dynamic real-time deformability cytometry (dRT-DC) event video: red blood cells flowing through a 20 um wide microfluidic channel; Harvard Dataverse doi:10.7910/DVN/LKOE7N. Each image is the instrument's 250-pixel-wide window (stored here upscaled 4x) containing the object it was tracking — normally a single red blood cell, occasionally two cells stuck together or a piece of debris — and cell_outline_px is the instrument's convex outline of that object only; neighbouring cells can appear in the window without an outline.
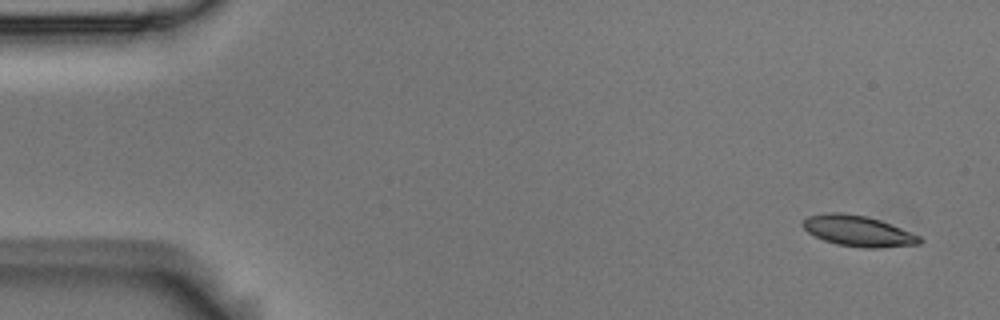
{"species": "Egyptian fruit bat (a non-hibernating species)", "species_latin": "Rousettus aegyptiacus", "temperature_condition": "room temperature", "stored_images_in_passage": 7, "camera_frame_rate_fps": 3000, "um_per_image_px": 0.085, "animal": {"sex": "male"}, "frame": {"image": 1, "passage_image": 1, "time_ms": 0.0, "image_size_px": [1000, 320], "cell_outline_px": [[924, 240], [920, 244], [876, 248], [864, 248], [836, 244], [824, 240], [808, 232], [800, 224], [808, 216], [828, 212], [840, 212], [868, 216], [880, 220], [920, 236]], "centroid_in_image_um": [72.93, 19.63], "position_along_channel_um": 12.1, "area_um2": 20.92}}
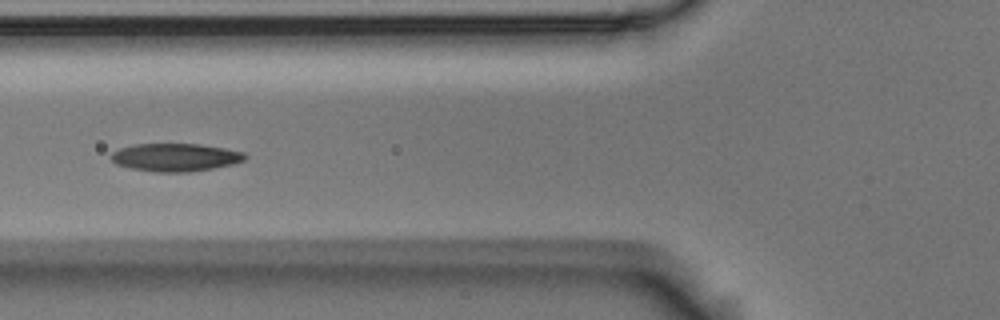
{"frame": {"image": 2, "passage_image": 5, "time_ms": 1.333, "image_size_px": [1000, 320], "cell_outline_px": [[248, 156], [244, 160], [232, 164], [212, 168], [188, 172], [156, 172], [132, 168], [116, 164], [112, 160], [112, 152], [120, 148], [136, 144], [200, 144], [224, 148], [244, 152]], "centroid_in_image_um": [14.93, 13.37], "position_along_channel_um": 110.9, "area_um2": 21.62}}
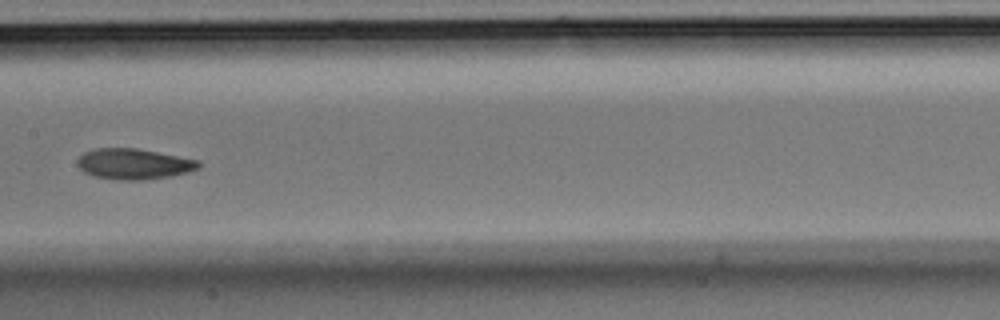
{"frame": {"image": 3, "passage_image": 7, "time_ms": 2.0, "image_size_px": [1000, 320], "cell_outline_px": [[200, 168], [188, 172], [172, 176], [144, 180], [120, 180], [96, 176], [84, 172], [76, 164], [76, 160], [84, 152], [96, 148], [136, 148], [200, 160]], "centroid_in_image_um": [11.39, 13.93], "position_along_channel_um": 196.0, "area_um2": 21.73}}